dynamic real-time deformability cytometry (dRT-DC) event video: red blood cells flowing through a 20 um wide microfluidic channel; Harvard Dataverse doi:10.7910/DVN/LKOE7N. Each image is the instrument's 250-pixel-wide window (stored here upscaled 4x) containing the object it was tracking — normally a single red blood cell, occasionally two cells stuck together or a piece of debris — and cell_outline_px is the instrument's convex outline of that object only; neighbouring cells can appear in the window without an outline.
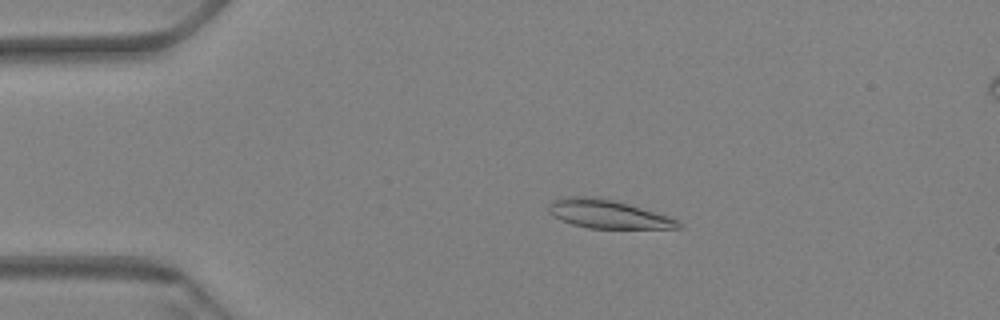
{"species": "Egyptian fruit bat (a non-hibernating species)", "species_latin": "Rousettus aegyptiacus", "temperature_condition": "warm", "stored_images_in_passage": 61, "camera_frame_rate_fps": 3000, "um_per_image_px": 0.085, "animal": {"sex": "female"}, "frame": {"image": 1, "passage_image": 12, "time_ms": 3.667, "image_size_px": [1000, 320], "cell_outline_px": [[680, 228], [588, 228], [572, 224], [560, 220], [552, 216], [548, 212], [548, 204], [552, 200], [568, 196], [596, 196], [628, 204], [668, 216], [676, 220], [680, 224]], "centroid_in_image_um": [51.57, 18.18], "position_along_channel_um": 33.4, "area_um2": 21.39}}
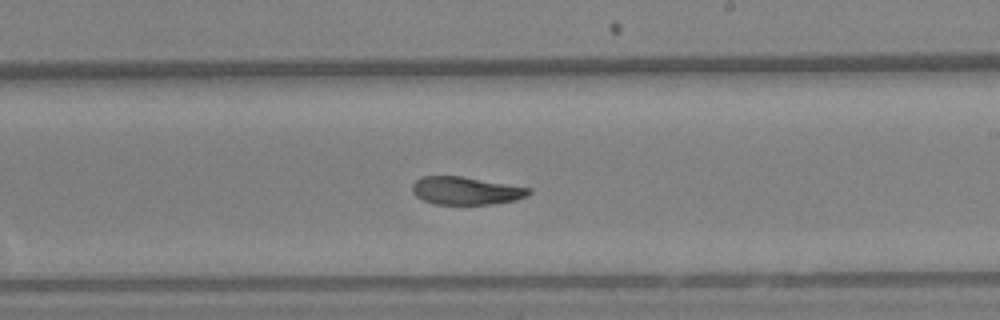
{"frame": {"image": 2, "passage_image": 36, "time_ms": 11.667, "image_size_px": [1000, 320], "cell_outline_px": [[532, 192], [528, 196], [516, 200], [492, 204], [436, 204], [424, 200], [416, 196], [412, 192], [412, 184], [420, 176], [460, 176], [532, 188]], "centroid_in_image_um": [39.62, 16.21], "position_along_channel_um": 249.4, "area_um2": 18.96}}
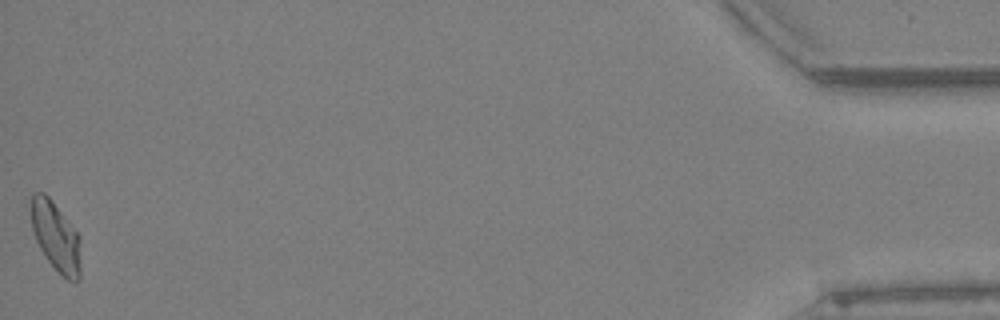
{"frame": {"image": 3, "passage_image": 61, "time_ms": 20.0, "image_size_px": [1000, 320], "cell_outline_px": [[80, 280], [68, 280], [44, 256], [36, 240], [32, 228], [28, 208], [28, 204], [32, 196], [36, 192], [44, 192], [52, 200], [80, 236]], "centroid_in_image_um": [4.71, 20.05], "position_along_channel_um": 430.5, "area_um2": 20.23}, "authors_computed_cell_mechanics": {"area_um2": 20.3456, "velocity_mm_per_s": 3.3155, "shape_relaxation_time_tau1_ms": null, "shape_relaxation_time_tau2_ms": 4.7201, "deformation_change_tau1": null, "deformation_change_tau2": 0.0994}}